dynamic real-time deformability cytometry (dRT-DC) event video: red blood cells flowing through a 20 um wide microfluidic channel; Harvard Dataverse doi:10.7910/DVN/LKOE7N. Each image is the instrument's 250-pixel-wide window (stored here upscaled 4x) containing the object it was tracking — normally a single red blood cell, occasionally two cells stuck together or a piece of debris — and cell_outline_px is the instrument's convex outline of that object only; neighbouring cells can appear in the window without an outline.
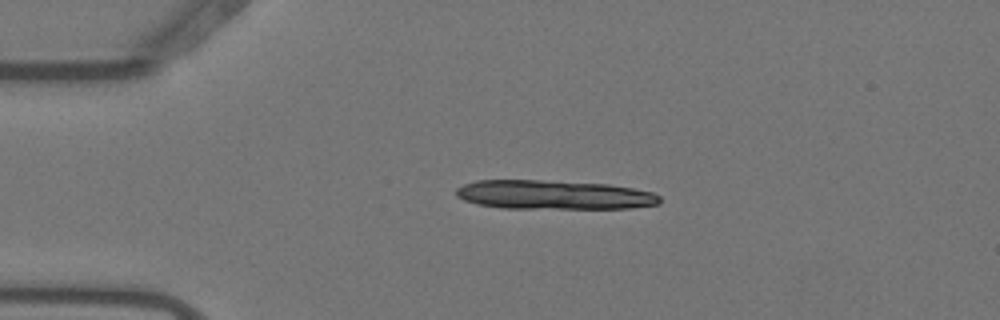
{"species": "Egyptian fruit bat (a non-hibernating species)", "species_latin": "Rousettus aegyptiacus", "temperature_condition": "warm", "stored_images_in_passage": 3, "camera_frame_rate_fps": 3000, "um_per_image_px": 0.085, "animal": {"sex": "female"}, "frame": {"image": 1, "passage_image": 1, "time_ms": 0.0, "image_size_px": [1000, 320], "cell_outline_px": [[660, 204], [632, 208], [504, 208], [476, 204], [464, 200], [456, 196], [456, 188], [464, 184], [476, 180], [540, 180], [608, 184], [632, 188], [652, 192], [660, 196]], "centroid_in_image_um": [47.06, 16.56], "position_along_channel_um": 37.9, "area_um2": 34.56}}